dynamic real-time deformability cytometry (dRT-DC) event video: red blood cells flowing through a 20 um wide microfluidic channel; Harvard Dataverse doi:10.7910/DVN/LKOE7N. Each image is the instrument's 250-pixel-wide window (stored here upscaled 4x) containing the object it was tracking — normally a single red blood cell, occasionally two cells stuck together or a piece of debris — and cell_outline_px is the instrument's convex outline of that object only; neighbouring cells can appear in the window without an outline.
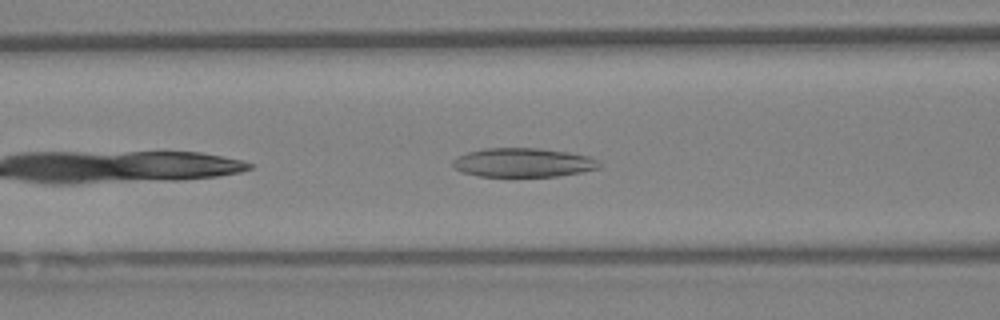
{"species": "Egyptian fruit bat (a non-hibernating species)", "species_latin": "Rousettus aegyptiacus", "temperature_condition": "warm", "stored_images_in_passage": 26, "camera_frame_rate_fps": 3000, "um_per_image_px": 0.085, "animal": {"sex": "female"}, "frame": {"image": 1, "passage_image": 6, "time_ms": 1.667, "image_size_px": [1000, 320], "cell_outline_px": [[604, 164], [600, 168], [580, 172], [556, 176], [480, 176], [460, 172], [452, 168], [452, 160], [468, 152], [484, 148], [536, 148], [568, 152], [588, 156]], "centroid_in_image_um": [44.45, 13.82], "position_along_channel_um": 122.2, "area_um2": 24.74}}
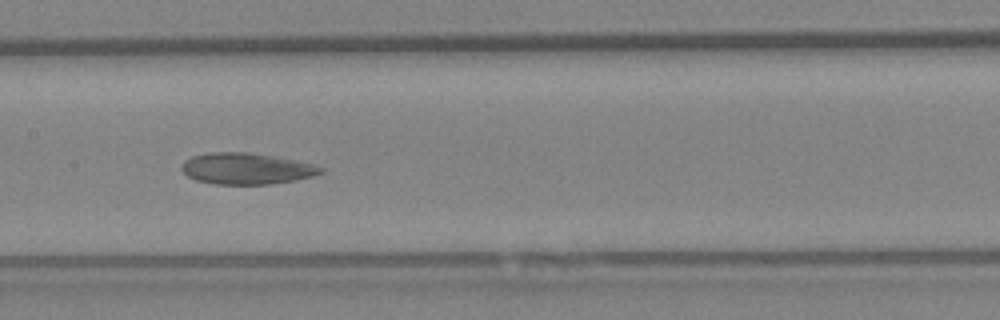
{"frame": {"image": 2, "passage_image": 10, "time_ms": 3.0, "image_size_px": [1000, 320], "cell_outline_px": [[324, 172], [312, 176], [296, 180], [268, 184], [212, 184], [196, 180], [188, 176], [180, 168], [184, 160], [192, 156], [212, 152], [248, 152], [272, 156], [316, 164], [324, 168]], "centroid_in_image_um": [20.95, 14.33], "position_along_channel_um": 186.5, "area_um2": 25.37}}
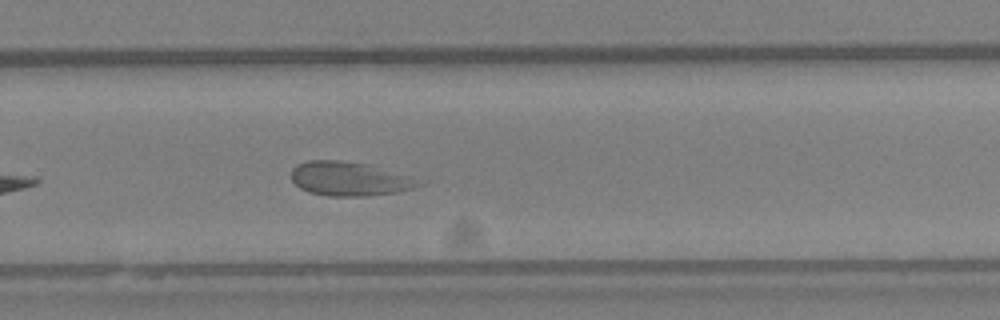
{"frame": {"image": 3, "passage_image": 17, "time_ms": 5.333, "image_size_px": [1000, 320], "cell_outline_px": [[428, 180], [424, 184], [412, 188], [396, 192], [368, 196], [328, 196], [308, 192], [300, 188], [292, 180], [292, 168], [296, 164], [308, 160], [340, 160], [368, 164]], "centroid_in_image_um": [29.77, 15.19], "position_along_channel_um": 300.0, "area_um2": 25.72}}